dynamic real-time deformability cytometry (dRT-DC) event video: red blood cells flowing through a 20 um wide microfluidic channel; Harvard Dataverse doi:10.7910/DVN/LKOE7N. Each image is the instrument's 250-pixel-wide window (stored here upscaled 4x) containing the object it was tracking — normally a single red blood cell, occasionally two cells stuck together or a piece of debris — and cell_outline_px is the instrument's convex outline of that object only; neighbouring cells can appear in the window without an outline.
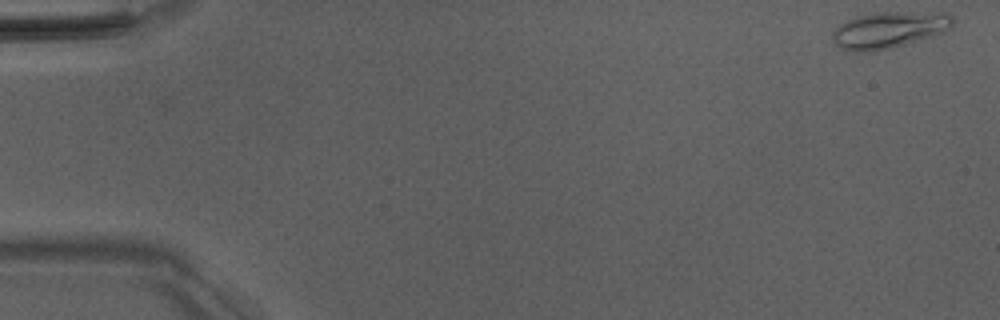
{"species": "Egyptian fruit bat (a non-hibernating species)", "species_latin": "Rousettus aegyptiacus", "temperature_condition": "room temperature", "stored_images_in_passage": 9, "camera_frame_rate_fps": 3000, "um_per_image_px": 0.085, "animal": {"sex": "male"}, "frame": {"image": 1, "passage_image": 1, "time_ms": 0.0, "image_size_px": [1000, 320], "cell_outline_px": [[956, 20], [952, 28], [944, 32], [904, 44], [888, 48], [868, 52], [852, 52], [840, 48], [832, 40], [832, 32], [840, 24], [856, 16], [872, 12], [948, 12]], "centroid_in_image_um": [75.59, 2.52], "position_along_channel_um": 9.4, "area_um2": 25.78}}